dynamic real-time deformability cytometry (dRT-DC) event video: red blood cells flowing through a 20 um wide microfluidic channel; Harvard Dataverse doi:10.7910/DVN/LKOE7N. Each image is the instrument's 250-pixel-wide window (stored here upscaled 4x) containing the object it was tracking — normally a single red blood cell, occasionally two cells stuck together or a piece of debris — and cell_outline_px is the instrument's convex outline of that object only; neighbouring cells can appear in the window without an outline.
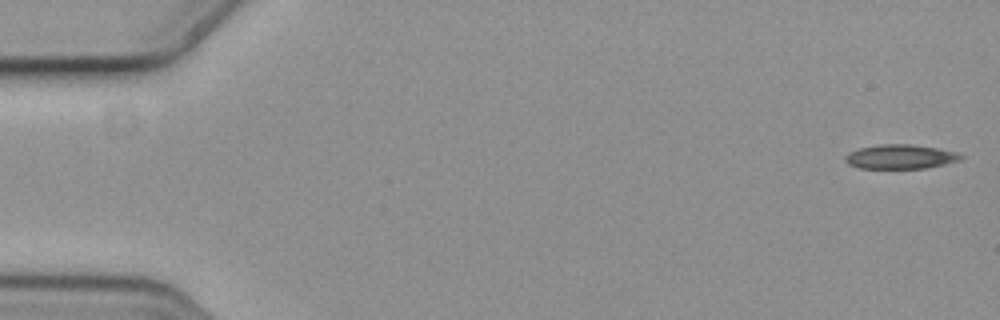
{"species": "common noctule bat (a hibernating species)", "species_latin": "Nyctalus noctula", "temperature_condition": "cold", "stored_images_in_passage": 5, "camera_frame_rate_fps": 3000, "um_per_image_px": 0.085, "animal": {"sex": "female", "body_mass_g": 19.3, "forearm_length_mm": 54.1}, "frame": {"image": 1, "passage_image": 1, "time_ms": 0.0, "image_size_px": [1000, 320], "cell_outline_px": [[964, 156], [960, 160], [944, 164], [924, 168], [860, 168], [848, 164], [844, 160], [844, 156], [848, 152], [860, 148], [880, 144], [912, 144], [936, 148], [956, 152]], "centroid_in_image_um": [76.5, 13.31], "position_along_channel_um": 8.5, "area_um2": 16.3}}
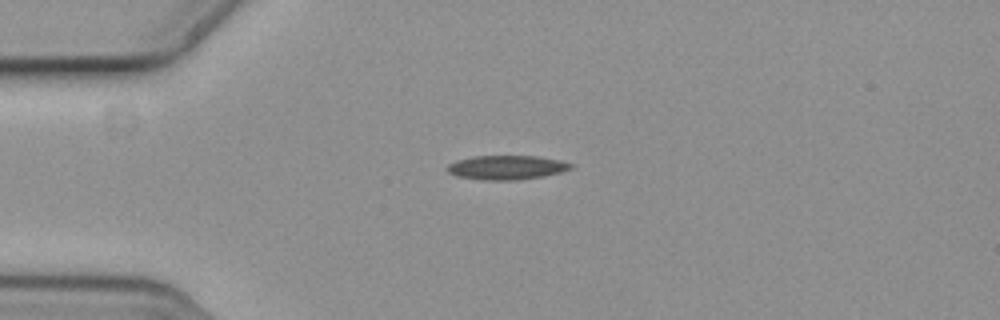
{"frame": {"image": 2, "passage_image": 4, "time_ms": 1.0, "image_size_px": [1000, 320], "cell_outline_px": [[572, 168], [560, 172], [544, 176], [516, 180], [484, 180], [456, 176], [448, 172], [444, 168], [448, 164], [456, 160], [472, 156], [536, 156], [556, 160], [572, 164]], "centroid_in_image_um": [42.98, 14.24], "position_along_channel_um": 42.0, "area_um2": 17.34}}